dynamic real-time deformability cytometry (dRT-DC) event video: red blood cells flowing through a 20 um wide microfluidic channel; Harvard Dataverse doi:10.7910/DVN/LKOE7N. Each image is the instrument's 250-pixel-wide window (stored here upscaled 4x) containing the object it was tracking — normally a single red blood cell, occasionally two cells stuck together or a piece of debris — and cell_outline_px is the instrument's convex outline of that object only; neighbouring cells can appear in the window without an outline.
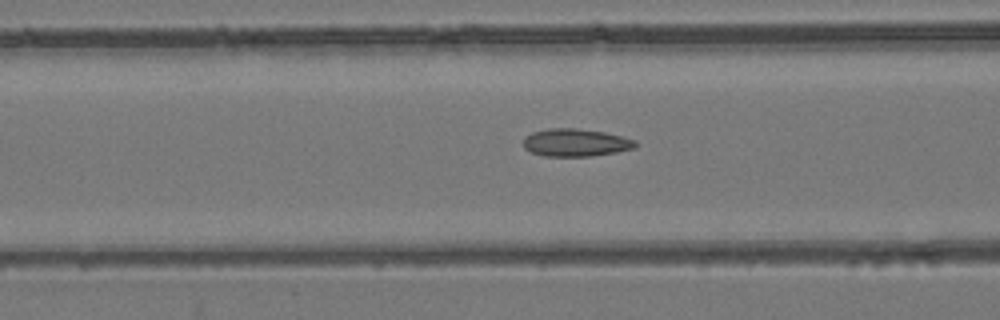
{"species": "common noctule bat (a hibernating species)", "species_latin": "Nyctalus noctula", "temperature_condition": "room temperature", "stored_images_in_passage": 56, "camera_frame_rate_fps": 3000, "um_per_image_px": 0.085, "animal": {"sex": "female", "body_mass_g": 24.6, "forearm_length_mm": 56.2}, "frame": {"image": 1, "passage_image": 23, "time_ms": 7.333, "image_size_px": [1000, 320], "cell_outline_px": [[636, 148], [616, 152], [592, 156], [544, 156], [532, 152], [524, 148], [524, 136], [532, 132], [548, 128], [576, 128], [604, 132], [636, 140]], "centroid_in_image_um": [48.92, 12.12], "position_along_channel_um": 117.7, "area_um2": 18.09}}
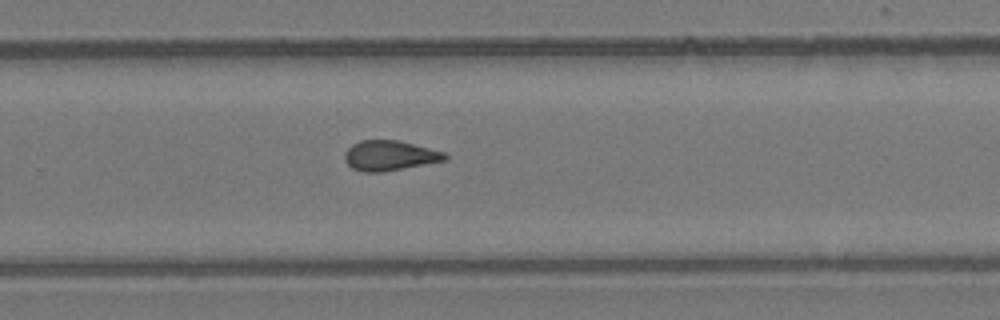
{"frame": {"image": 2, "passage_image": 37, "time_ms": 12.0, "image_size_px": [1000, 320], "cell_outline_px": [[448, 160], [384, 172], [364, 172], [352, 168], [344, 160], [344, 152], [352, 144], [360, 140], [396, 140], [444, 152], [448, 156]], "centroid_in_image_um": [33.1, 13.23], "position_along_channel_um": 296.7, "area_um2": 17.57}}
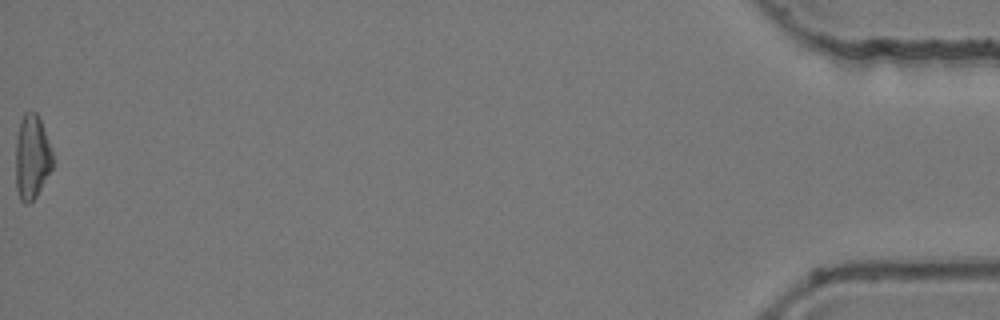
{"frame": {"image": 3, "passage_image": 56, "time_ms": 18.333, "image_size_px": [1000, 320], "cell_outline_px": [[52, 168], [36, 196], [28, 204], [24, 204], [20, 200], [16, 188], [16, 136], [24, 112], [36, 112], [40, 120], [52, 152]], "centroid_in_image_um": [2.69, 13.38], "position_along_channel_um": 432.5, "area_um2": 17.92}, "authors_computed_cell_mechanics": {"area_um2": 17.9469, "velocity_mm_per_s": 3.8424, "shape_relaxation_time_tau1_ms": null, "shape_relaxation_time_tau2_ms": 2.5911, "deformation_change_tau1": null, "deformation_change_tau2": 0.0972}}